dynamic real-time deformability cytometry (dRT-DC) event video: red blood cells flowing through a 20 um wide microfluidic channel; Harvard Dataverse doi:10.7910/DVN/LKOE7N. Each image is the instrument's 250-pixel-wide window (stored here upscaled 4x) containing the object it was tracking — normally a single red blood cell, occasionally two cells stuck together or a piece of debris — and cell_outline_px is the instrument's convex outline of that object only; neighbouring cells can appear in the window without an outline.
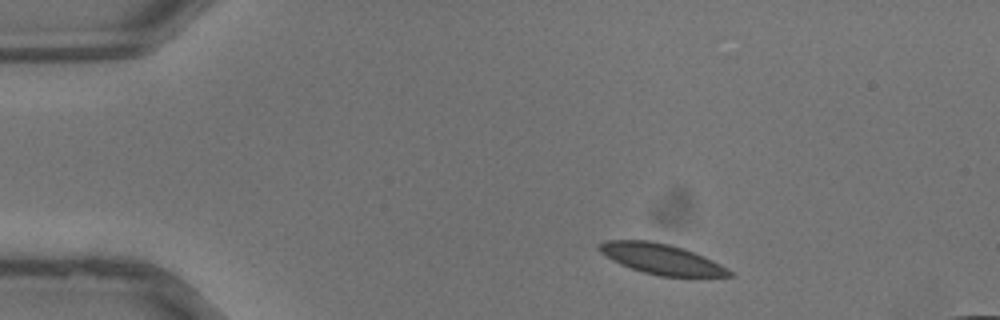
{"species": "common noctule bat (a hibernating species)", "species_latin": "Nyctalus noctula", "temperature_condition": "warm", "stored_images_in_passage": 33, "camera_frame_rate_fps": 3000, "um_per_image_px": 0.085, "animal": {"sex": "male", "body_mass_g": 13.3}, "frame": {"image": 1, "passage_image": 3, "time_ms": 0.667, "image_size_px": [1000, 320], "cell_outline_px": [[736, 276], [660, 276], [644, 272], [620, 264], [612, 260], [600, 252], [596, 248], [596, 244], [604, 240], [648, 240], [668, 244], [684, 248], [704, 256], [728, 268]], "centroid_in_image_um": [56.18, 22.0], "position_along_channel_um": 28.8, "area_um2": 23.0}}
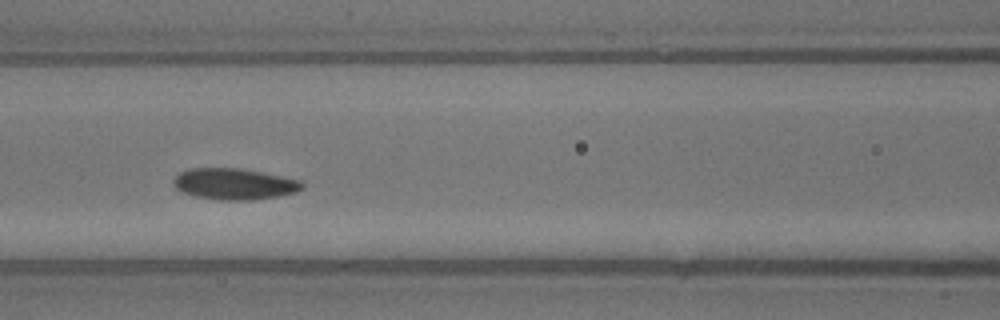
{"frame": {"image": 2, "passage_image": 13, "time_ms": 4.0, "image_size_px": [1000, 320], "cell_outline_px": [[304, 188], [296, 192], [276, 196], [252, 200], [220, 200], [196, 196], [184, 192], [176, 188], [172, 184], [172, 180], [180, 172], [188, 168], [244, 168], [304, 180]], "centroid_in_image_um": [19.96, 15.62], "position_along_channel_um": 146.6, "area_um2": 23.7}}
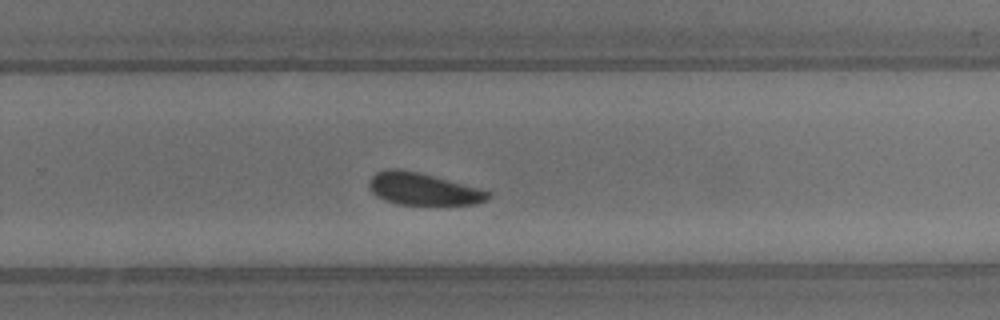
{"frame": {"image": 3, "passage_image": 21, "time_ms": 6.667, "image_size_px": [1000, 320], "cell_outline_px": [[492, 196], [488, 200], [476, 204], [396, 204], [384, 200], [376, 196], [368, 188], [368, 180], [376, 172], [388, 168], [400, 168], [420, 172], [480, 188], [492, 192]], "centroid_in_image_um": [35.95, 16.05], "position_along_channel_um": 293.8, "area_um2": 22.66}}